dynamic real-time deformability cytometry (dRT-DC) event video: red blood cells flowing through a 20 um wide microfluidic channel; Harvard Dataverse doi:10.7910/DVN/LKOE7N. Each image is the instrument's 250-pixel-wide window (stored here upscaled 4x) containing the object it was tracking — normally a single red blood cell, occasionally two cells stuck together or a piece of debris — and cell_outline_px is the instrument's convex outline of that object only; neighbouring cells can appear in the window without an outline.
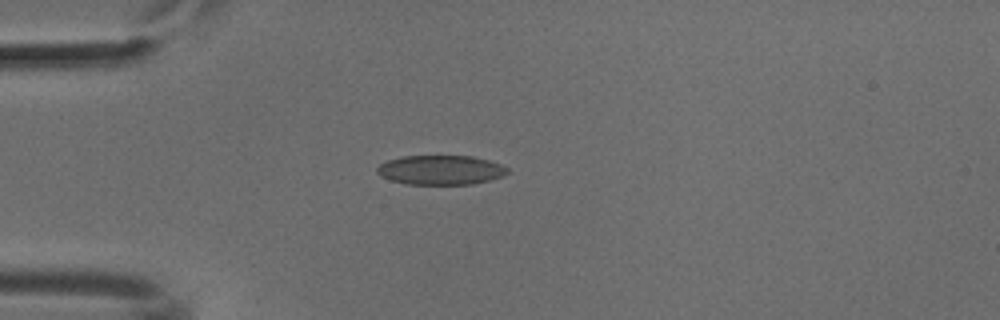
{"species": "common noctule bat (a hibernating species)", "species_latin": "Nyctalus noctula", "temperature_condition": "cold", "stored_images_in_passage": 39, "camera_frame_rate_fps": 3000, "um_per_image_px": 0.085, "animal": {"sex": "male", "body_mass_g": 18.8}, "frame": {"image": 1, "passage_image": 1, "time_ms": 0.0, "image_size_px": [1000, 320], "cell_outline_px": [[508, 172], [504, 176], [472, 184], [404, 184], [380, 176], [376, 172], [376, 168], [380, 164], [388, 160], [400, 156], [472, 156], [488, 160], [500, 164], [508, 168]], "centroid_in_image_um": [37.44, 14.45], "position_along_channel_um": 47.6, "area_um2": 22.37}}
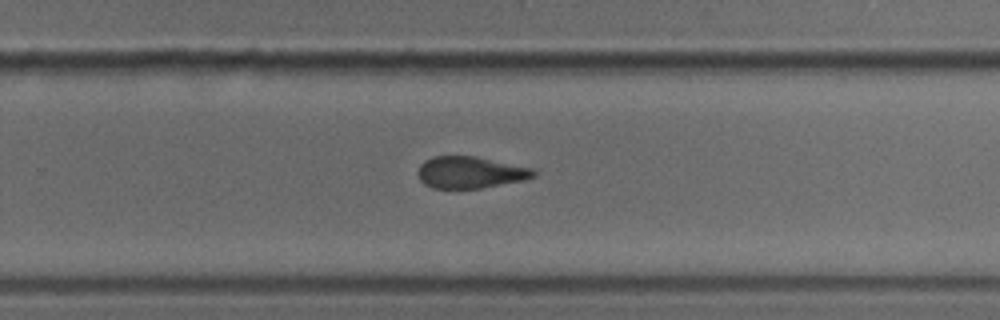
{"frame": {"image": 2, "passage_image": 21, "time_ms": 6.667, "image_size_px": [1000, 320], "cell_outline_px": [[536, 176], [524, 180], [480, 188], [432, 188], [424, 184], [420, 180], [416, 172], [420, 164], [424, 160], [432, 156], [476, 156], [532, 168], [536, 172]], "centroid_in_image_um": [39.93, 14.64], "position_along_channel_um": 289.9, "area_um2": 21.5}}
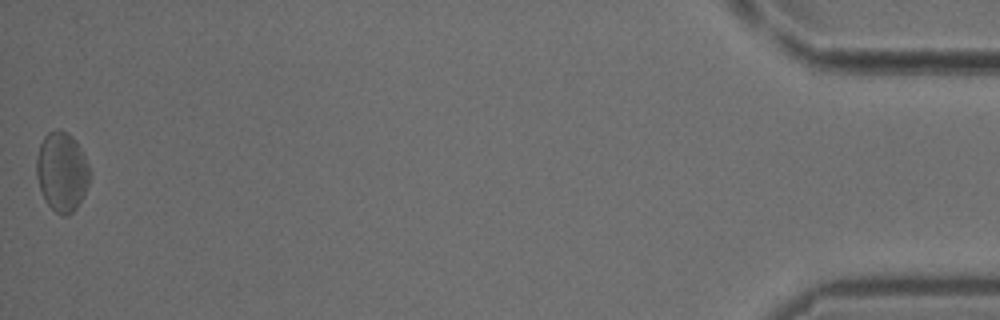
{"frame": {"image": 3, "passage_image": 39, "time_ms": 12.667, "image_size_px": [1000, 320], "cell_outline_px": [[88, 184], [84, 196], [76, 208], [68, 216], [60, 216], [48, 204], [40, 188], [36, 176], [36, 156], [40, 144], [44, 136], [48, 132], [56, 128], [60, 128], [68, 132], [76, 140], [88, 164]], "centroid_in_image_um": [5.24, 14.57], "position_along_channel_um": 430.0, "area_um2": 24.68}}